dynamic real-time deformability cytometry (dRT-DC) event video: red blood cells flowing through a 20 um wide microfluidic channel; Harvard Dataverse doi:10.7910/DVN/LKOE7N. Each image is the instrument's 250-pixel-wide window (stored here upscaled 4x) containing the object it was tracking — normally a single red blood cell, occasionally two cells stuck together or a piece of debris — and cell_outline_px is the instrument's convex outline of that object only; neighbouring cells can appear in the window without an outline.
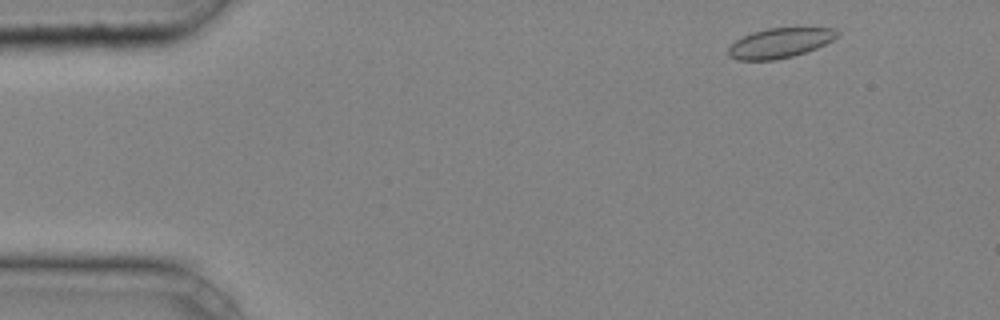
{"species": "common noctule bat (a hibernating species)", "species_latin": "Nyctalus noctula", "temperature_condition": "cold", "stored_images_in_passage": 38, "camera_frame_rate_fps": 3000, "um_per_image_px": 0.085, "animal": {"sex": "male", "body_mass_g": 20.4}, "frame": {"image": 1, "passage_image": 2, "time_ms": 0.333, "image_size_px": [1000, 320], "cell_outline_px": [[840, 36], [816, 48], [792, 56], [776, 60], [740, 60], [728, 56], [728, 48], [736, 40], [752, 32], [768, 28], [836, 28], [840, 32]], "centroid_in_image_um": [66.31, 3.65], "position_along_channel_um": 18.7, "area_um2": 18.84}}
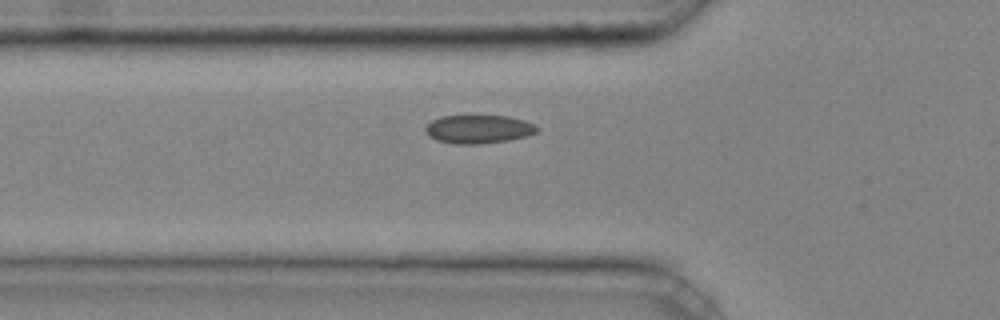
{"frame": {"image": 2, "passage_image": 13, "time_ms": 4.0, "image_size_px": [1000, 320], "cell_outline_px": [[540, 128], [536, 132], [528, 136], [508, 140], [480, 144], [456, 144], [436, 140], [428, 136], [424, 132], [424, 128], [432, 120], [440, 116], [508, 116], [524, 120], [536, 124]], "centroid_in_image_um": [40.67, 10.98], "position_along_channel_um": 85.1, "area_um2": 18.67}}
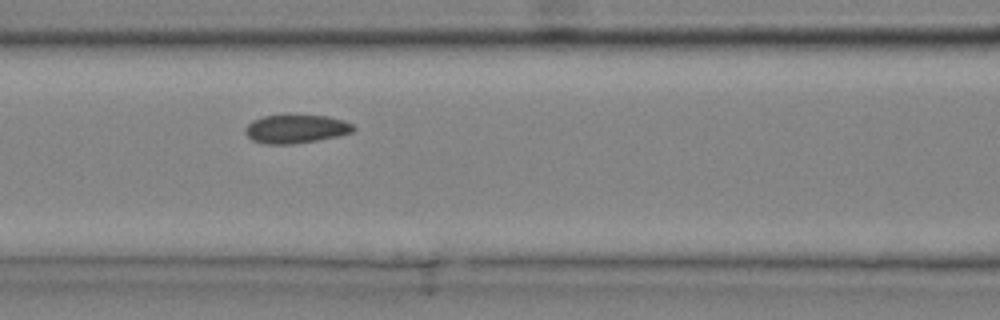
{"frame": {"image": 3, "passage_image": 17, "time_ms": 5.333, "image_size_px": [1000, 320], "cell_outline_px": [[356, 128], [352, 132], [340, 136], [292, 144], [264, 144], [252, 140], [244, 132], [244, 128], [252, 120], [264, 116], [328, 116], [344, 120], [352, 124]], "centroid_in_image_um": [25.15, 10.97], "position_along_channel_um": 141.4, "area_um2": 17.86}, "authors_computed_cell_mechanics": {"area_um2": 18.6405, "velocity_mm_per_s": 4.214, "shape_relaxation_time_tau1_ms": null, "shape_relaxation_time_tau2_ms": 2.6336, "deformation_change_tau1": null, "deformation_change_tau2": 0.0586}}